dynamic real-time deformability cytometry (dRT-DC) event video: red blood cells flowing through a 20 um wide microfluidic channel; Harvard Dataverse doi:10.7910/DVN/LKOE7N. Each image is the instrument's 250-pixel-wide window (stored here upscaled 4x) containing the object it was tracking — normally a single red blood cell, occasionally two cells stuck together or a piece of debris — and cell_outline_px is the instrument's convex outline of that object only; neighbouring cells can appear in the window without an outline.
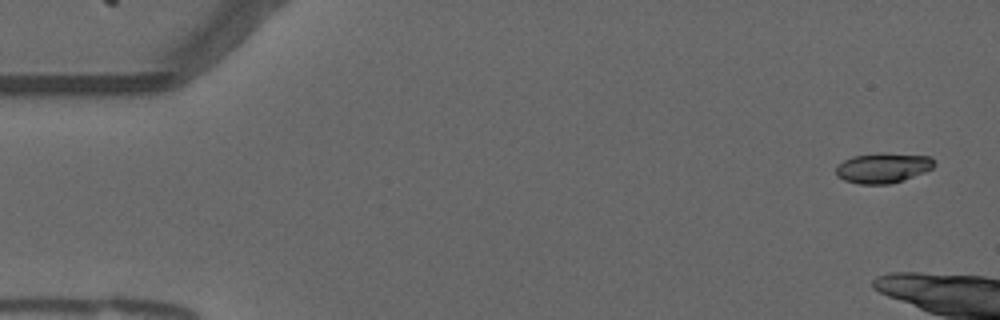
{"species": "common noctule bat (a hibernating species)", "species_latin": "Nyctalus noctula", "temperature_condition": "warm", "stored_images_in_passage": 8, "camera_frame_rate_fps": 3000, "um_per_image_px": 0.085, "animal": {"sex": "male", "forearm_length_mm": 52.5}, "frame": {"image": 1, "passage_image": 1, "time_ms": 0.0, "image_size_px": [1000, 320], "cell_outline_px": [[936, 164], [932, 168], [924, 172], [888, 184], [860, 184], [844, 180], [836, 176], [836, 168], [844, 160], [852, 156], [928, 156]], "centroid_in_image_um": [74.99, 14.33], "position_along_channel_um": 10.0, "area_um2": 15.95}}